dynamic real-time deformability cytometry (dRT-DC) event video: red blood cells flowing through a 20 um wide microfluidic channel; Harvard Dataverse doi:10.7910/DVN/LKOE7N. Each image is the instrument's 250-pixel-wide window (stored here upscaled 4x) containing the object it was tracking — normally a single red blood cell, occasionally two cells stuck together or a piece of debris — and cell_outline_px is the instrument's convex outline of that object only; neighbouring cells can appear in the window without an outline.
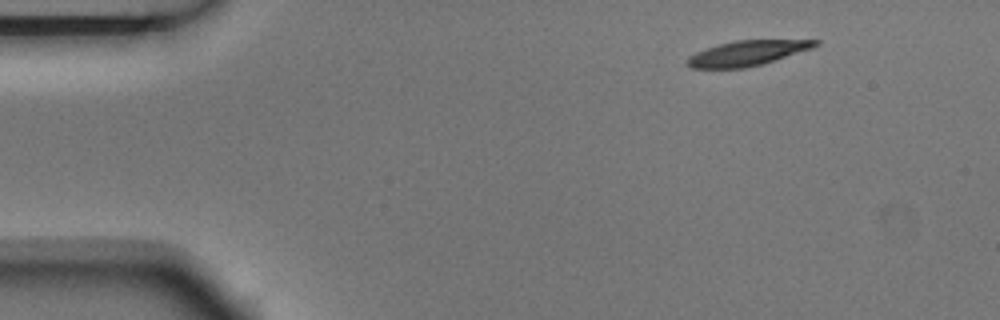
{"species": "Egyptian fruit bat (a non-hibernating species)", "species_latin": "Rousettus aegyptiacus", "temperature_condition": "room temperature", "stored_images_in_passage": 3, "camera_frame_rate_fps": 3000, "um_per_image_px": 0.085, "animal": {"sex": "male"}, "frame": {"image": 1, "passage_image": 1, "time_ms": 0.0, "image_size_px": [1000, 320], "cell_outline_px": [[820, 44], [812, 48], [764, 64], [744, 68], [692, 68], [684, 64], [688, 56], [696, 52], [720, 44], [736, 40], [820, 40]], "centroid_in_image_um": [63.51, 4.52], "position_along_channel_um": 21.5, "area_um2": 18.67}}